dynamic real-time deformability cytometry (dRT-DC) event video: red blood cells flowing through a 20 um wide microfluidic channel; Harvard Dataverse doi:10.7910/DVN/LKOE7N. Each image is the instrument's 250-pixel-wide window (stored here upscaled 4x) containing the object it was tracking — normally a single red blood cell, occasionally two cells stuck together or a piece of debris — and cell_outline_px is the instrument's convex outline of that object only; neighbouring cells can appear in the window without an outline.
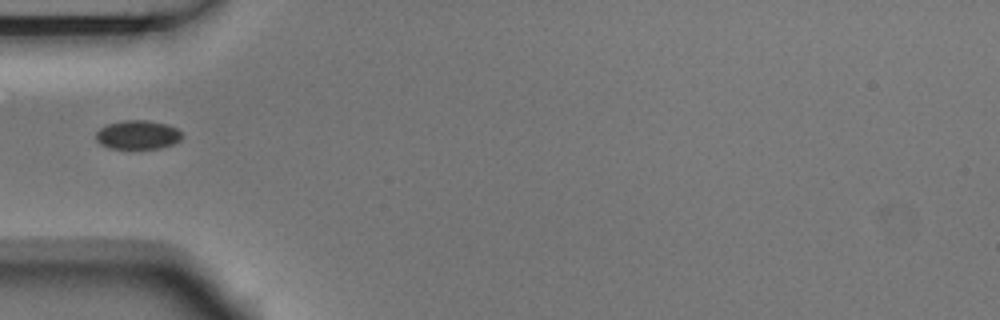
{"species": "Egyptian fruit bat (a non-hibernating species)", "species_latin": "Rousettus aegyptiacus", "temperature_condition": "room temperature", "stored_images_in_passage": 4, "camera_frame_rate_fps": 3000, "um_per_image_px": 0.085, "animal": {"sex": "male"}, "frame": {"image": 1, "passage_image": 2, "time_ms": 0.333, "image_size_px": [1000, 320], "cell_outline_px": [[184, 136], [180, 140], [172, 144], [160, 148], [112, 148], [100, 144], [96, 140], [96, 132], [100, 128], [108, 124], [124, 120], [148, 120], [168, 124], [176, 128]], "centroid_in_image_um": [11.72, 11.45], "position_along_channel_um": 73.3, "area_um2": 14.45}}
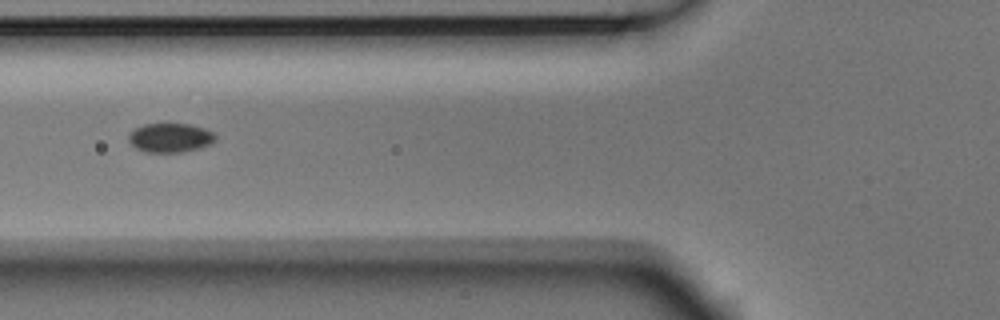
{"frame": {"image": 2, "passage_image": 3, "time_ms": 0.667, "image_size_px": [1000, 320], "cell_outline_px": [[216, 140], [200, 148], [184, 152], [144, 152], [136, 148], [128, 140], [128, 136], [136, 128], [144, 124], [188, 124], [204, 128], [212, 132], [216, 136]], "centroid_in_image_um": [14.47, 11.71], "position_along_channel_um": 111.3, "area_um2": 14.62}}
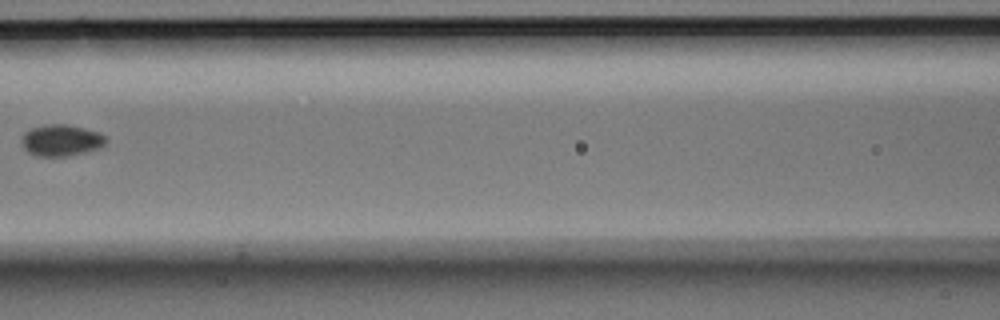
{"frame": {"image": 3, "passage_image": 4, "time_ms": 1.0, "image_size_px": [1000, 320], "cell_outline_px": [[108, 140], [100, 148], [84, 152], [64, 156], [36, 156], [28, 152], [24, 148], [20, 140], [24, 132], [32, 128], [48, 124], [64, 124], [84, 128], [100, 132]], "centroid_in_image_um": [5.19, 11.92], "position_along_channel_um": 161.4, "area_um2": 15.43}}